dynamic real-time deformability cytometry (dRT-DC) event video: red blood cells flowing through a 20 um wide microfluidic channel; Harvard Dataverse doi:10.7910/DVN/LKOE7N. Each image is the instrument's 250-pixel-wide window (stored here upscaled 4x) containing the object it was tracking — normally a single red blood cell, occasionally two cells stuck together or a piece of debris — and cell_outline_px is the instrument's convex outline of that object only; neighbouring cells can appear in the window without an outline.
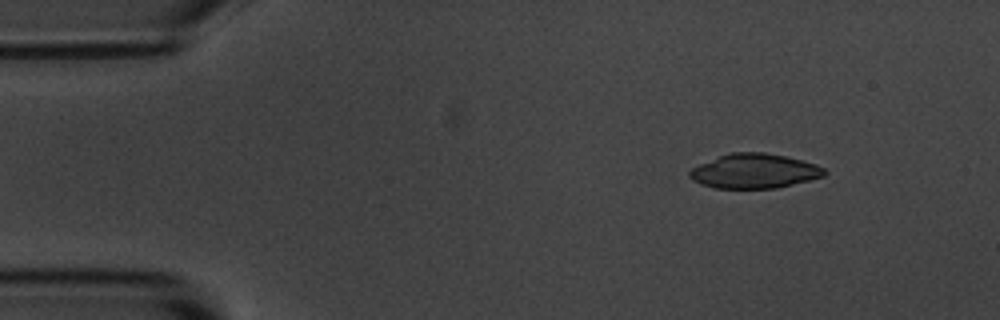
{"species": "common noctule bat (a hibernating species)", "species_latin": "Nyctalus noctula", "temperature_condition": "room temperature", "stored_images_in_passage": 6, "camera_frame_rate_fps": 3000, "um_per_image_px": 0.085, "animal": {"sex": "male", "body_mass_g": 20.1, "forearm_length_mm": 53.5}, "frame": {"image": 1, "passage_image": 1, "time_ms": 0.0, "image_size_px": [1000, 320], "cell_outline_px": [[828, 172], [824, 176], [776, 188], [716, 188], [700, 184], [692, 180], [688, 176], [688, 172], [692, 168], [700, 164], [720, 156], [732, 152], [764, 152], [784, 156], [816, 164], [824, 168]], "centroid_in_image_um": [64.11, 14.54], "position_along_channel_um": 20.9, "area_um2": 26.93}}